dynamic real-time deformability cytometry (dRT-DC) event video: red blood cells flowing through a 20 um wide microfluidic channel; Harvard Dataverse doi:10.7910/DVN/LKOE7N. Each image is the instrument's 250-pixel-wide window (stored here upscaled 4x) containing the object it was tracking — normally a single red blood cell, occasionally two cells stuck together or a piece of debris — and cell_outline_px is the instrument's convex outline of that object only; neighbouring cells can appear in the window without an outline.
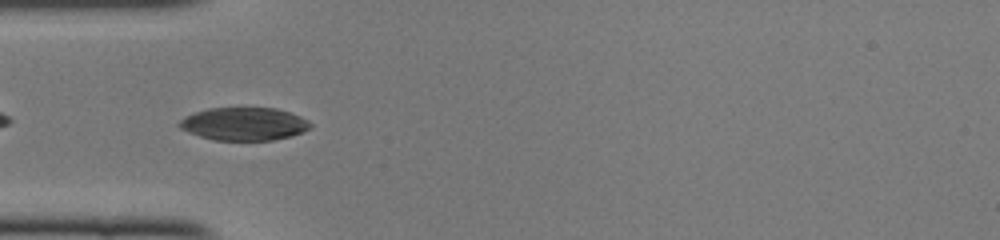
{"species": "common noctule bat (a hibernating species)", "species_latin": "Nyctalus noctula", "temperature_condition": "cold", "stored_images_in_passage": 37, "camera_frame_rate_fps": 3000, "um_per_image_px": 0.085, "animal": {"sex": "female", "body_mass_g": 22.0, "forearm_length_mm": 56.7}, "frame": {"image": 1, "passage_image": 3, "time_ms": 0.667, "image_size_px": [1000, 240], "cell_outline_px": [[312, 128], [304, 132], [292, 136], [272, 140], [212, 140], [188, 132], [180, 128], [176, 124], [184, 116], [192, 112], [208, 108], [276, 108], [300, 116], [308, 120], [312, 124]], "centroid_in_image_um": [20.73, 10.53], "position_along_channel_um": 64.3, "area_um2": 25.43}}
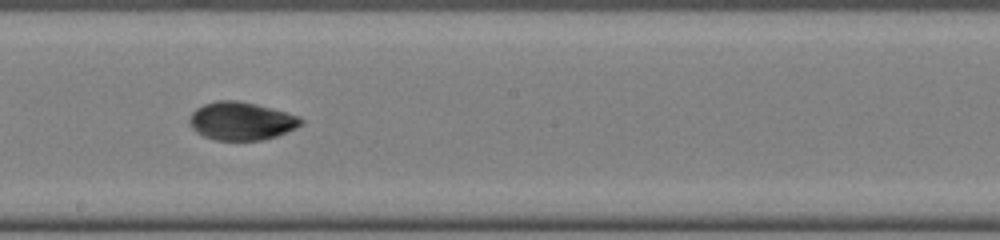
{"frame": {"image": 2, "passage_image": 15, "time_ms": 4.667, "image_size_px": [1000, 240], "cell_outline_px": [[304, 120], [300, 124], [276, 136], [264, 140], [216, 140], [204, 136], [196, 132], [192, 128], [188, 120], [192, 112], [196, 108], [204, 104], [216, 100], [236, 100], [256, 104], [300, 116]], "centroid_in_image_um": [20.46, 10.28], "position_along_channel_um": 227.7, "area_um2": 24.57}}
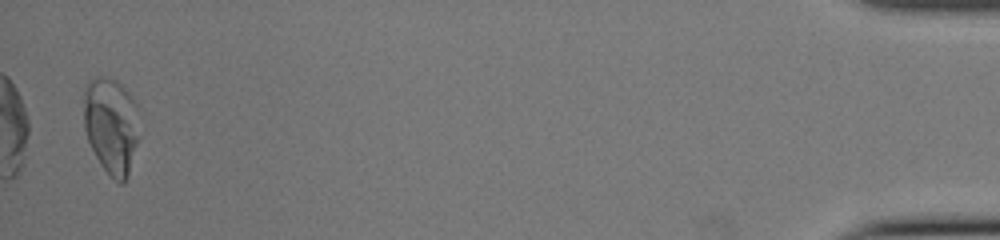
{"frame": {"image": 3, "passage_image": 36, "time_ms": 11.667, "image_size_px": [1000, 240], "cell_outline_px": [[140, 136], [128, 176], [124, 184], [120, 184], [100, 164], [88, 140], [84, 128], [84, 88], [88, 80], [96, 76], [104, 76], [116, 80], [128, 92], [136, 104]], "centroid_in_image_um": [9.46, 10.65], "position_along_channel_um": 425.7, "area_um2": 31.56}, "authors_computed_cell_mechanics": {"area_um2": 25.2586, "velocity_mm_per_s": 4.0989, "shape_relaxation_time_tau1_ms": 9.5484, "shape_relaxation_time_tau2_ms": 2.1157, "deformation_change_tau1": 0.2056, "deformation_change_tau2": 0.0434}}